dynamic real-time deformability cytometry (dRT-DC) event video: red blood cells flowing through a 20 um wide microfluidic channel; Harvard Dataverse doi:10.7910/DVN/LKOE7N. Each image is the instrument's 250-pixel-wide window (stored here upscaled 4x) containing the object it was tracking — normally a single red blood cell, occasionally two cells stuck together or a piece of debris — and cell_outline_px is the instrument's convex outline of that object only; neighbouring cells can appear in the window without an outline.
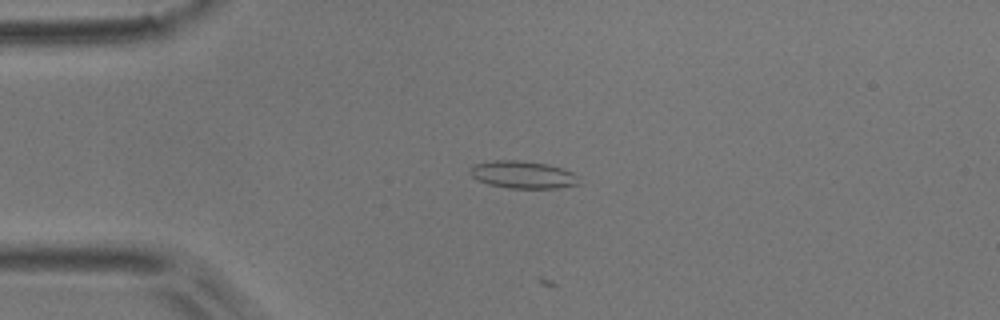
{"species": "common noctule bat (a hibernating species)", "species_latin": "Nyctalus noctula", "temperature_condition": "room temperature", "stored_images_in_passage": 3, "camera_frame_rate_fps": 3000, "um_per_image_px": 0.085, "animal": {"sex": "male", "body_mass_g": 17.9}, "frame": {"image": 1, "passage_image": 3, "time_ms": 0.667, "image_size_px": [1000, 320], "cell_outline_px": [[580, 184], [556, 188], [508, 188], [488, 184], [476, 180], [468, 172], [468, 168], [476, 164], [492, 160], [516, 160], [548, 164], [564, 168], [572, 172], [576, 176]], "centroid_in_image_um": [44.41, 14.84], "position_along_channel_um": 40.6, "area_um2": 17.51}}